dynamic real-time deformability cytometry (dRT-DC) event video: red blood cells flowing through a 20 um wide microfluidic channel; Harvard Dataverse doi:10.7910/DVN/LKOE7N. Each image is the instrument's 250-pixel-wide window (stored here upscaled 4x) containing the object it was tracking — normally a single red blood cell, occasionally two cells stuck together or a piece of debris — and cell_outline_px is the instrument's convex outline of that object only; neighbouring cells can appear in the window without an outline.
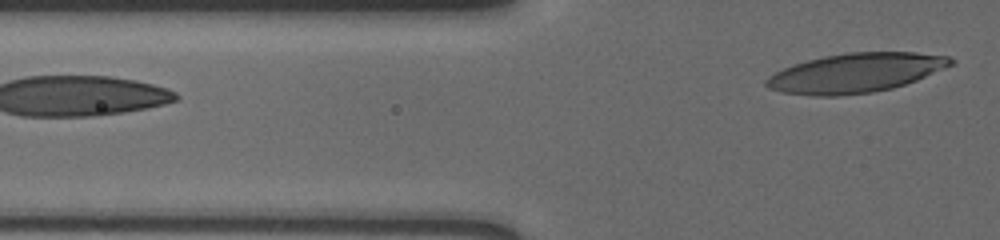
{"species": "human", "species_latin": "Homo sapiens", "temperature_condition": "cold", "stored_images_in_passage": 5, "segment_of_instrument_passage": [2, 2], "camera_frame_rate_fps": 3000, "um_per_image_px": 0.085, "donor": {"sex": "male"}, "frame": {"image": 1, "passage_image": 5, "time_ms": 1.333, "image_size_px": [1000, 240], "cell_outline_px": [[956, 64], [916, 80], [892, 88], [872, 92], [840, 96], [812, 96], [780, 92], [768, 88], [764, 84], [764, 80], [768, 76], [784, 68], [808, 60], [824, 56], [848, 52], [916, 52], [948, 56], [956, 60]], "centroid_in_image_um": [72.74, 6.2], "position_along_channel_um": 53.1, "area_um2": 42.43}}